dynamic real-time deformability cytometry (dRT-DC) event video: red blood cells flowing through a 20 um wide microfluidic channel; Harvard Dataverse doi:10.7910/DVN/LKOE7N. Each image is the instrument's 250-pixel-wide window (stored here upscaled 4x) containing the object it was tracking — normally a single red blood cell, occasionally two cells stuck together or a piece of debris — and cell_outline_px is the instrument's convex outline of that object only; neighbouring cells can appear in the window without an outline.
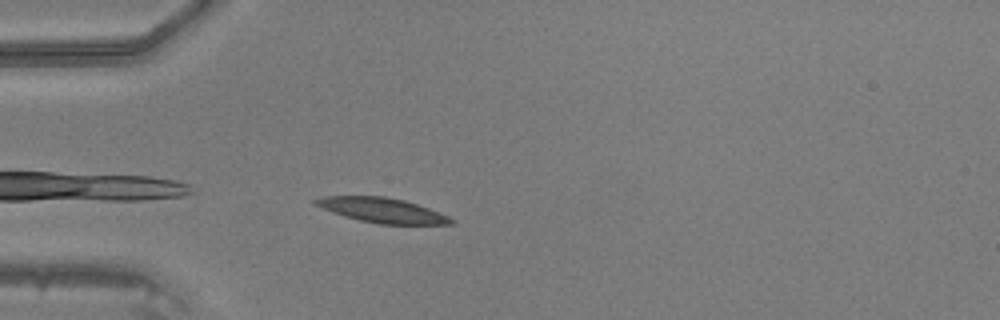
{"species": "common noctule bat (a hibernating species)", "species_latin": "Nyctalus noctula", "temperature_condition": "warm", "stored_images_in_passage": 26, "camera_frame_rate_fps": 3000, "um_per_image_px": 0.085, "animal": {"sex": "male", "body_mass_g": 20.5, "forearm_length_mm": 52.5}, "frame": {"image": 1, "passage_image": 1, "time_ms": 0.0, "image_size_px": [1000, 320], "cell_outline_px": [[456, 220], [452, 224], [380, 224], [360, 220], [344, 216], [332, 212], [312, 204], [312, 200], [324, 196], [384, 196], [404, 200], [428, 208], [448, 216]], "centroid_in_image_um": [32.45, 17.86], "position_along_channel_um": 52.5, "area_um2": 19.48}}
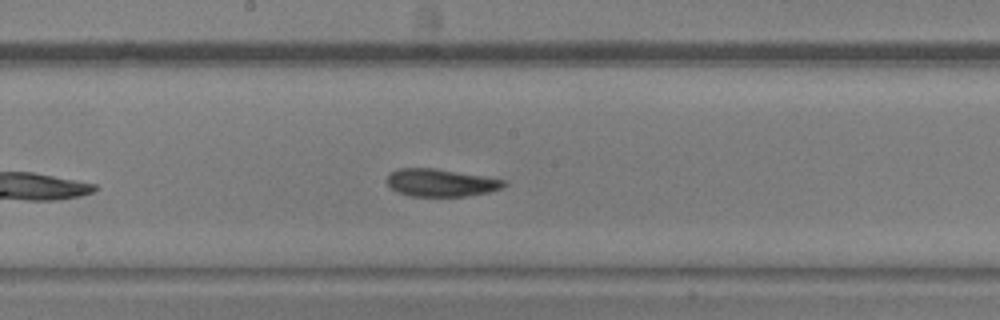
{"frame": {"image": 2, "passage_image": 13, "time_ms": 4.0, "image_size_px": [1000, 320], "cell_outline_px": [[508, 184], [504, 188], [488, 192], [464, 196], [412, 196], [400, 192], [392, 188], [388, 184], [388, 176], [396, 168], [436, 168], [484, 176], [504, 180]], "centroid_in_image_um": [37.51, 15.52], "position_along_channel_um": 210.7, "area_um2": 18.67}}
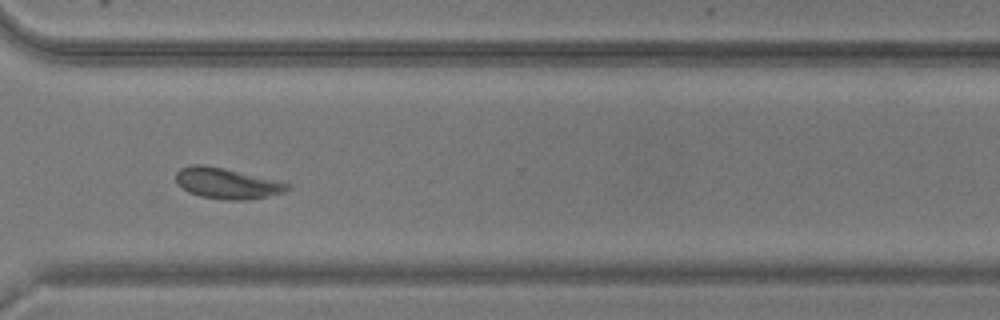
{"frame": {"image": 3, "passage_image": 23, "time_ms": 7.333, "image_size_px": [1000, 320], "cell_outline_px": [[292, 184], [284, 192], [268, 196], [244, 200], [224, 200], [200, 196], [188, 192], [176, 180], [176, 172], [180, 168], [192, 164], [200, 164], [224, 168], [276, 180]], "centroid_in_image_um": [19.28, 15.58], "position_along_channel_um": 351.3, "area_um2": 19.83}}